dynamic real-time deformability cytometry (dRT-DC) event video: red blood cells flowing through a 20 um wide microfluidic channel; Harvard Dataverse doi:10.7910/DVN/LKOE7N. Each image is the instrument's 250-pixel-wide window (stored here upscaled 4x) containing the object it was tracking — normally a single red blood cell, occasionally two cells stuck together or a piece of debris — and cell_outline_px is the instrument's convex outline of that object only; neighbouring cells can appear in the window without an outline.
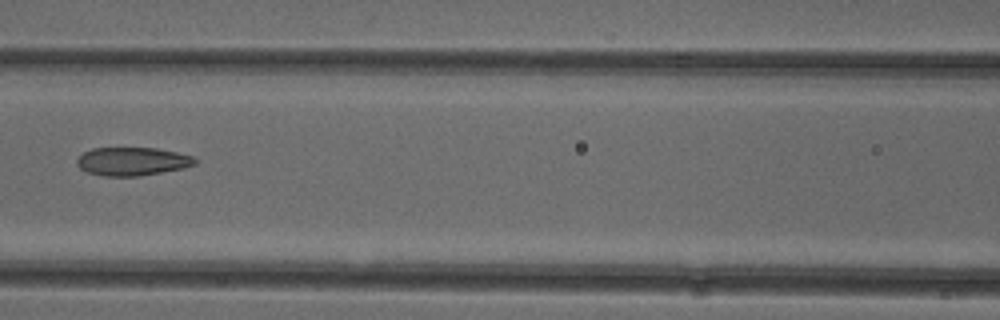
{"species": "common noctule bat (a hibernating species)", "species_latin": "Nyctalus noctula", "temperature_condition": "cold", "stored_images_in_passage": 7, "camera_frame_rate_fps": 3000, "um_per_image_px": 0.085, "animal": {"sex": "female"}, "frame": {"image": 1, "passage_image": 6, "time_ms": 6.0, "image_size_px": [1000, 320], "cell_outline_px": [[196, 164], [184, 168], [136, 176], [104, 176], [88, 172], [80, 168], [76, 164], [76, 160], [84, 152], [92, 148], [156, 148], [176, 152], [192, 156], [196, 160]], "centroid_in_image_um": [11.23, 13.71], "position_along_channel_um": 155.4, "area_um2": 19.31}}
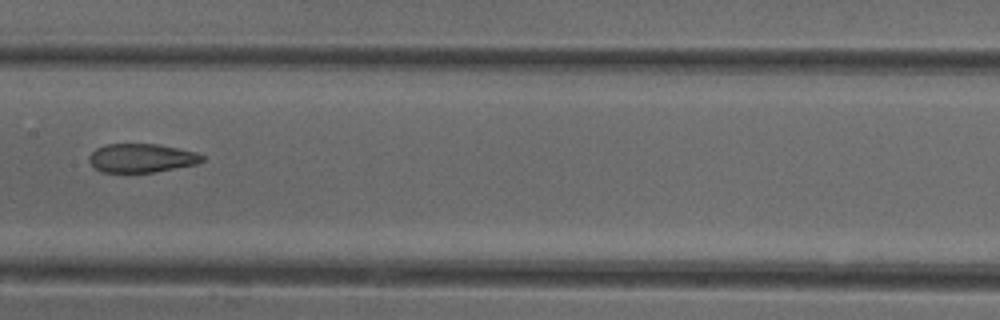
{"frame": {"image": 2, "passage_image": 7, "time_ms": 7.0, "image_size_px": [1000, 320], "cell_outline_px": [[204, 160], [196, 164], [152, 172], [100, 172], [88, 160], [88, 156], [96, 148], [108, 144], [160, 144], [196, 152], [204, 156]], "centroid_in_image_um": [12.02, 13.42], "position_along_channel_um": 195.4, "area_um2": 18.84}}